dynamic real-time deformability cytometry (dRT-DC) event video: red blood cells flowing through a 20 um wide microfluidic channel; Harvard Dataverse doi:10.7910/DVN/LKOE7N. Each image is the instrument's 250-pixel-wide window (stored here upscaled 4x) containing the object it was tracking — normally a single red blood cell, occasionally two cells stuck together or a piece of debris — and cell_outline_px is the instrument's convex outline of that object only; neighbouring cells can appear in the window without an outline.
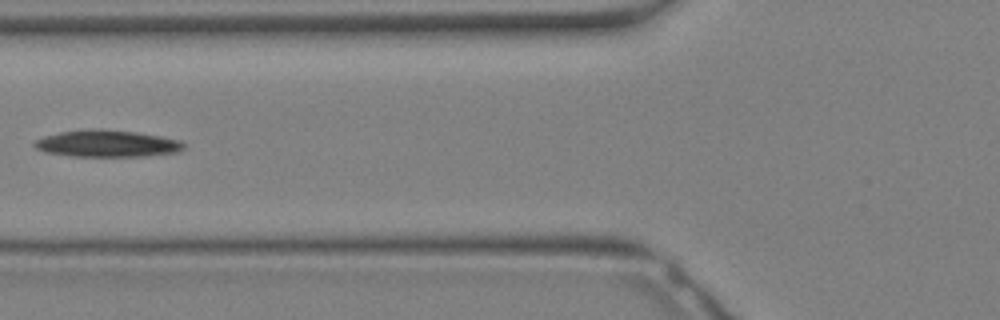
{"species": "Egyptian fruit bat (a non-hibernating species)", "species_latin": "Rousettus aegyptiacus", "temperature_condition": "warm", "stored_images_in_passage": 14, "camera_frame_rate_fps": 3000, "um_per_image_px": 0.085, "animal": {"sex": "female"}, "frame": {"image": 1, "passage_image": 7, "time_ms": 2.0, "image_size_px": [1000, 320], "cell_outline_px": [[184, 148], [176, 152], [144, 156], [72, 156], [44, 152], [36, 148], [32, 144], [36, 140], [60, 132], [92, 128], [100, 128], [136, 132], [160, 136], [180, 140], [184, 144]], "centroid_in_image_um": [9.1, 12.2], "position_along_channel_um": 116.7, "area_um2": 23.24}}
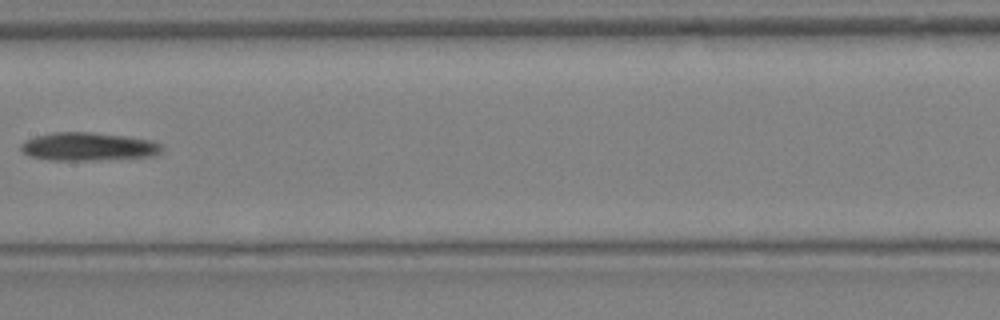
{"frame": {"image": 2, "passage_image": 11, "time_ms": 3.333, "image_size_px": [1000, 320], "cell_outline_px": [[164, 148], [156, 156], [92, 160], [48, 160], [28, 156], [20, 148], [20, 144], [36, 136], [52, 132], [88, 132], [124, 136], [148, 140], [160, 144]], "centroid_in_image_um": [7.48, 12.47], "position_along_channel_um": 199.9, "area_um2": 23.0}}
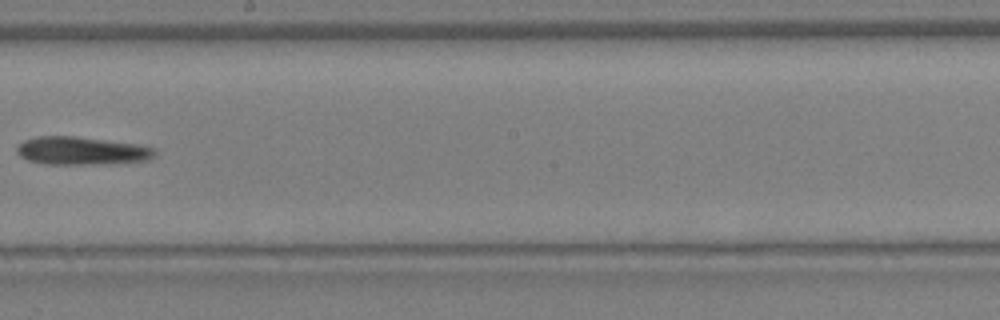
{"frame": {"image": 3, "passage_image": 13, "time_ms": 4.0, "image_size_px": [1000, 320], "cell_outline_px": [[156, 156], [148, 160], [84, 164], [44, 164], [28, 160], [20, 156], [16, 152], [16, 148], [24, 140], [36, 136], [76, 136], [144, 144], [156, 148]], "centroid_in_image_um": [6.97, 12.79], "position_along_channel_um": 241.2, "area_um2": 22.72}}